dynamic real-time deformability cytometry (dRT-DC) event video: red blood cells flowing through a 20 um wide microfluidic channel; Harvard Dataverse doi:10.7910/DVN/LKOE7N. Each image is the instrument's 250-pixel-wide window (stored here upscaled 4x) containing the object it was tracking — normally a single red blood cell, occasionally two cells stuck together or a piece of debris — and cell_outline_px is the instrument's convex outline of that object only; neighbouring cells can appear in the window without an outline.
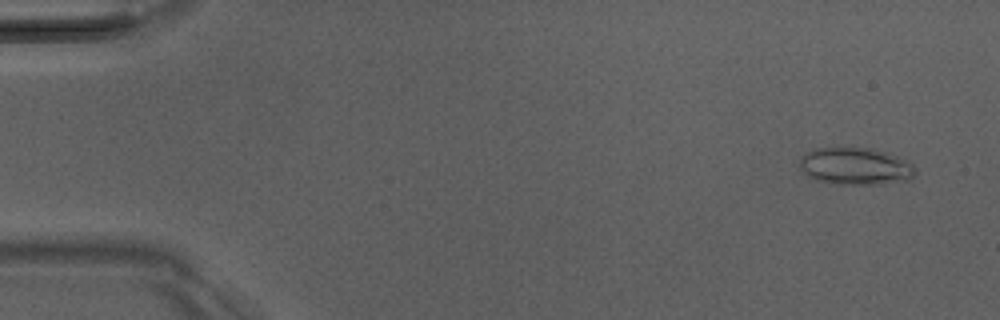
{"species": "Egyptian fruit bat (a non-hibernating species)", "species_latin": "Rousettus aegyptiacus", "temperature_condition": "room temperature", "stored_images_in_passage": 50, "camera_frame_rate_fps": 3000, "um_per_image_px": 0.085, "animal": {"sex": "male"}, "frame": {"image": 1, "passage_image": 2, "time_ms": 0.333, "image_size_px": [1000, 320], "cell_outline_px": [[916, 172], [908, 180], [880, 184], [836, 184], [816, 180], [808, 176], [800, 168], [800, 160], [808, 152], [816, 148], [868, 148], [884, 152], [896, 156], [912, 164], [916, 168]], "centroid_in_image_um": [72.71, 14.14], "position_along_channel_um": 12.3, "area_um2": 24.74}}
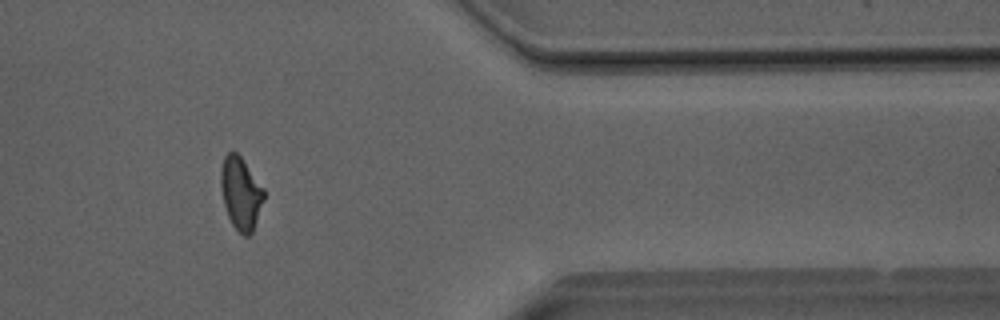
{"frame": {"image": 2, "passage_image": 41, "time_ms": 13.333, "image_size_px": [1000, 320], "cell_outline_px": [[264, 200], [252, 232], [248, 236], [244, 236], [232, 224], [228, 216], [224, 204], [220, 184], [220, 172], [224, 156], [228, 152], [236, 152], [240, 156], [264, 188]], "centroid_in_image_um": [20.46, 16.42], "position_along_channel_um": 390.9, "area_um2": 18.03}}
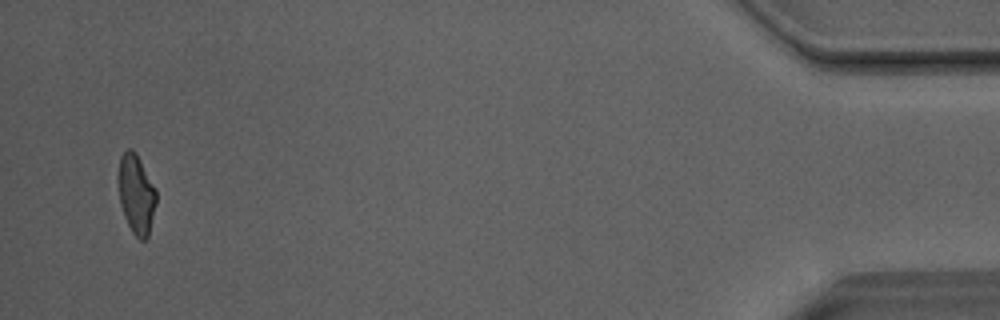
{"frame": {"image": 3, "passage_image": 48, "time_ms": 15.667, "image_size_px": [1000, 320], "cell_outline_px": [[156, 204], [148, 236], [144, 240], [140, 240], [132, 232], [124, 216], [120, 204], [116, 180], [120, 156], [128, 148], [132, 148], [136, 152], [156, 188]], "centroid_in_image_um": [11.55, 16.46], "position_along_channel_um": 423.6, "area_um2": 17.92}, "authors_computed_cell_mechanics": {"area_um2": 18.5538, "velocity_mm_per_s": 4.0749, "shape_relaxation_time_tau1_ms": 6.0011, "shape_relaxation_time_tau2_ms": 1.8551, "deformation_change_tau1": 0.1919, "deformation_change_tau2": 0.0977}}